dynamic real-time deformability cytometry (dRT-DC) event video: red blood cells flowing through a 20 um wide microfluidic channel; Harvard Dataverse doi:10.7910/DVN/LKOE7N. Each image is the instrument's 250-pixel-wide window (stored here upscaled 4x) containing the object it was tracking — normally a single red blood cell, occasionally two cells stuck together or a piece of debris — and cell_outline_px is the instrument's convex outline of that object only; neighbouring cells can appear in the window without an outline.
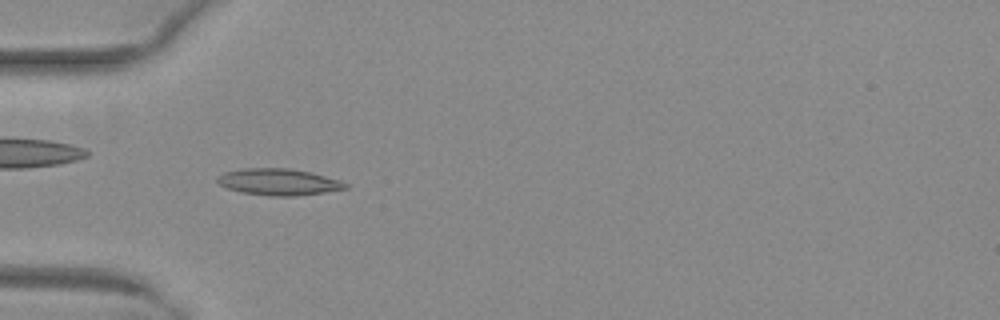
{"species": "common noctule bat (a hibernating species)", "species_latin": "Nyctalus noctula", "temperature_condition": "warm", "stored_images_in_passage": 52, "camera_frame_rate_fps": 3000, "um_per_image_px": 0.085, "animal": {"sex": "female", "body_mass_g": 29.2, "forearm_length_mm": 56.3}, "frame": {"image": 1, "passage_image": 17, "time_ms": 5.333, "image_size_px": [1000, 320], "cell_outline_px": [[348, 188], [324, 192], [296, 196], [272, 196], [240, 192], [228, 188], [220, 184], [216, 180], [224, 172], [244, 168], [288, 168], [312, 172], [340, 180], [348, 184]], "centroid_in_image_um": [23.71, 15.46], "position_along_channel_um": 61.3, "area_um2": 19.77}}
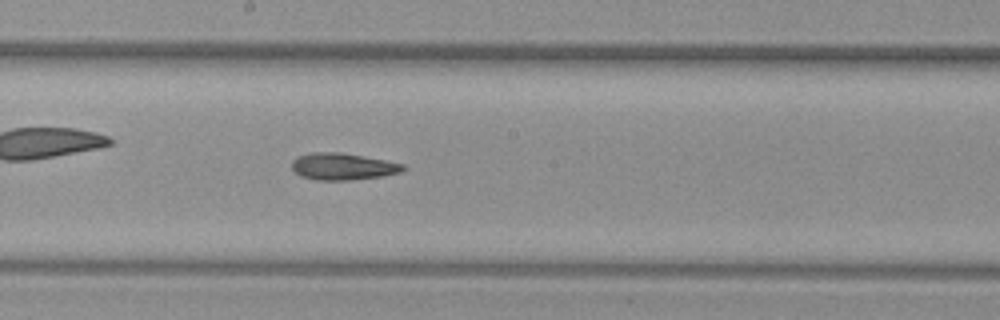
{"frame": {"image": 2, "passage_image": 29, "time_ms": 9.333, "image_size_px": [1000, 320], "cell_outline_px": [[408, 168], [400, 172], [384, 176], [352, 180], [316, 180], [300, 176], [292, 168], [292, 160], [296, 156], [312, 152], [340, 152], [364, 156], [404, 164]], "centroid_in_image_um": [29.14, 14.15], "position_along_channel_um": 219.1, "area_um2": 17.57}}
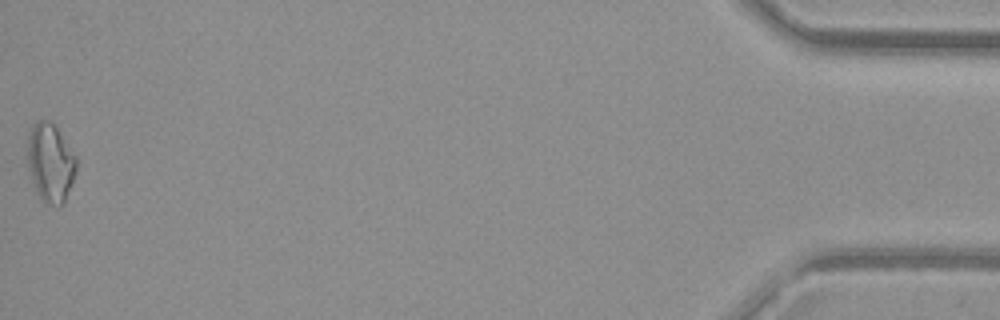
{"frame": {"image": 3, "passage_image": 52, "time_ms": 17.0, "image_size_px": [1000, 320], "cell_outline_px": [[76, 172], [64, 204], [44, 204], [40, 200], [36, 192], [28, 168], [28, 136], [36, 120], [48, 120], [56, 128], [76, 156]], "centroid_in_image_um": [4.28, 13.87], "position_along_channel_um": 430.9, "area_um2": 22.2}, "authors_computed_cell_mechanics": {"area_um2": 17.629, "velocity_mm_per_s": 4.0235, "shape_relaxation_time_tau1_ms": null, "shape_relaxation_time_tau2_ms": 7.5105, "deformation_change_tau1": null, "deformation_change_tau2": 0.1793}}